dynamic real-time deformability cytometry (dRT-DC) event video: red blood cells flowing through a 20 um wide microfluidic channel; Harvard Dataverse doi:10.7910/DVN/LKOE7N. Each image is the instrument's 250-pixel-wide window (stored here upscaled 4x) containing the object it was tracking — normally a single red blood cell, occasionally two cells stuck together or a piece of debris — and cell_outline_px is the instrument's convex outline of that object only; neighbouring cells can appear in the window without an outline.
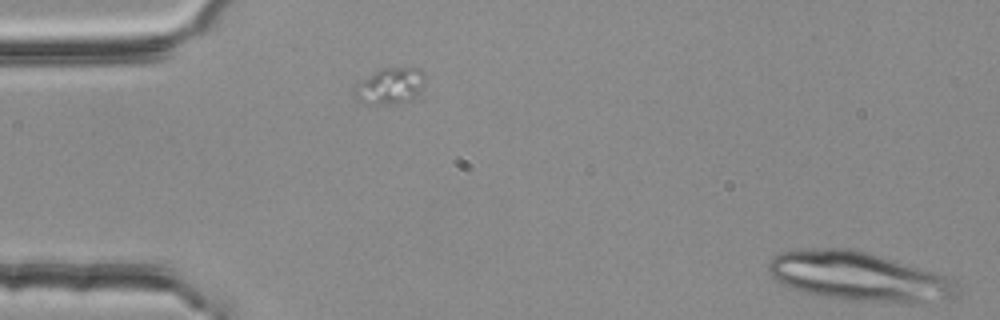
{"species": "common noctule bat (a hibernating species)", "species_latin": "Nyctalus noctula", "temperature_condition": "room temperature", "stored_images_in_passage": 5, "segment_of_instrument_passage": [2, 2], "camera_frame_rate_fps": 3000, "um_per_image_px": 0.085, "animal": {"sex": "female", "body_mass_g": 25.1}, "frame": {"image": 1, "passage_image": 5, "time_ms": 1.333, "image_size_px": [1000, 320], "cell_outline_px": [[956, 296], [952, 300], [912, 304], [900, 304], [848, 300], [824, 296], [792, 288], [776, 280], [768, 272], [768, 260], [772, 256], [780, 252], [800, 248], [852, 248], [952, 276], [956, 280]], "centroid_in_image_um": [73.07, 23.51], "position_along_channel_um": 11.9, "area_um2": 54.91}}